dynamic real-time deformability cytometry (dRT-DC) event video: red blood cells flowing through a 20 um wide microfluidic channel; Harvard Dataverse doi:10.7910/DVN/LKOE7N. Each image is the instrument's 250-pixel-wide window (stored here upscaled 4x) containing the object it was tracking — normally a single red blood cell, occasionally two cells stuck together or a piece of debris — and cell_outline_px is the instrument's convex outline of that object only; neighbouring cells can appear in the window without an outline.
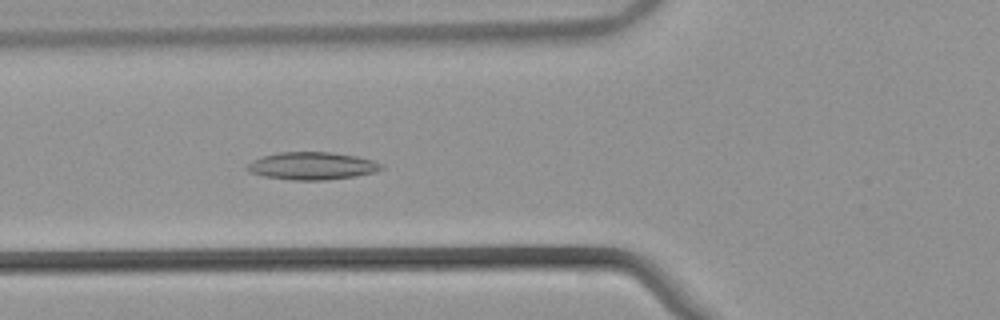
{"species": "common noctule bat (a hibernating species)", "species_latin": "Nyctalus noctula", "temperature_condition": "warm", "stored_images_in_passage": 53, "camera_frame_rate_fps": 3000, "um_per_image_px": 0.085, "animal": {"sex": "male", "body_mass_g": 21.5, "forearm_length_mm": 52.0}, "frame": {"image": 1, "passage_image": 20, "time_ms": 6.333, "image_size_px": [1000, 320], "cell_outline_px": [[384, 168], [376, 172], [356, 176], [324, 180], [292, 180], [264, 176], [248, 172], [244, 168], [252, 160], [264, 156], [280, 152], [328, 152], [356, 156], [372, 160], [384, 164]], "centroid_in_image_um": [26.53, 14.1], "position_along_channel_um": 99.3, "area_um2": 21.62}}
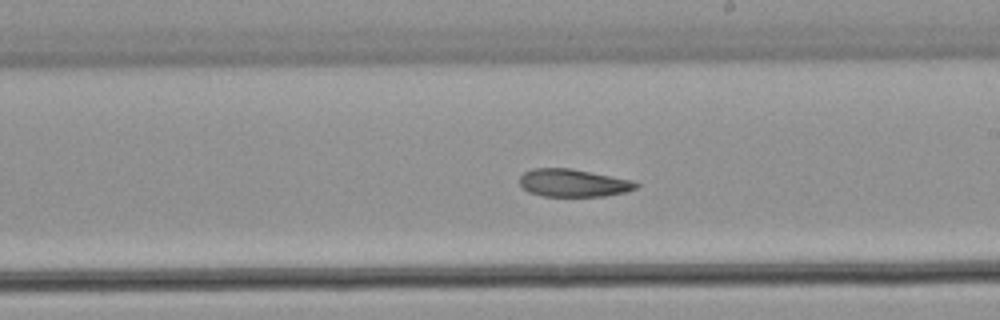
{"frame": {"image": 2, "passage_image": 31, "time_ms": 10.0, "image_size_px": [1000, 320], "cell_outline_px": [[640, 184], [636, 188], [624, 192], [604, 196], [544, 196], [528, 192], [520, 188], [520, 176], [524, 172], [532, 168], [572, 168], [636, 180]], "centroid_in_image_um": [48.74, 15.54], "position_along_channel_um": 240.3, "area_um2": 19.13}}
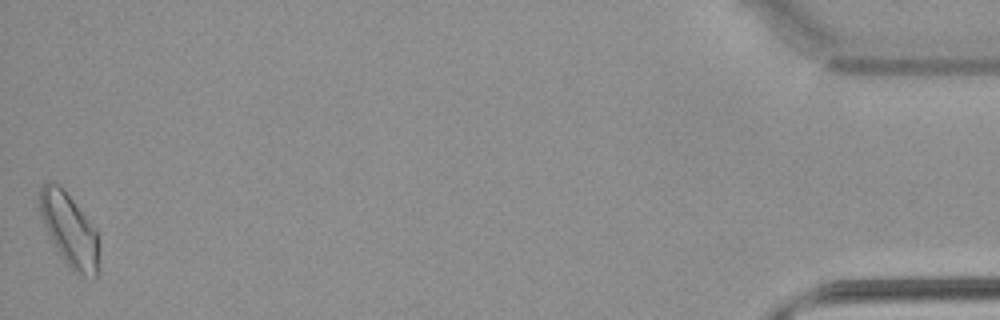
{"frame": {"image": 3, "passage_image": 53, "time_ms": 17.333, "image_size_px": [1000, 320], "cell_outline_px": [[100, 248], [96, 280], [72, 272], [56, 248], [40, 216], [40, 188], [44, 184], [60, 184], [96, 228]], "centroid_in_image_um": [5.96, 19.6], "position_along_channel_um": 429.2, "area_um2": 25.26}}